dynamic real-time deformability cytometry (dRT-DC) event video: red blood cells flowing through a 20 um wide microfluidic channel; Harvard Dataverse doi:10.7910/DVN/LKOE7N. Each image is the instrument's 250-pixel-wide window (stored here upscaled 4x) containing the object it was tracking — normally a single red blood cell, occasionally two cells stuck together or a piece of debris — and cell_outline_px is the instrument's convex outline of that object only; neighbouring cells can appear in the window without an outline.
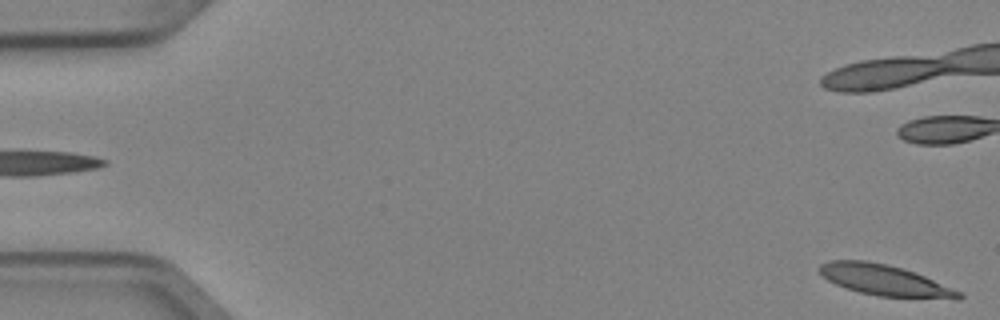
{"species": "Egyptian fruit bat (a non-hibernating species)", "species_latin": "Rousettus aegyptiacus", "temperature_condition": "cold", "stored_images_in_passage": 5, "camera_frame_rate_fps": 3000, "um_per_image_px": 0.085, "animal": {"sex": "female"}, "frame": {"image": 1, "passage_image": 5, "time_ms": 1.333, "image_size_px": [1000, 320], "cell_outline_px": [[964, 296], [960, 300], [880, 296], [860, 292], [836, 284], [828, 280], [820, 272], [820, 264], [828, 260], [864, 260], [904, 268], [924, 276], [960, 292]], "centroid_in_image_um": [75.23, 23.83], "position_along_channel_um": 9.8, "area_um2": 24.8}}